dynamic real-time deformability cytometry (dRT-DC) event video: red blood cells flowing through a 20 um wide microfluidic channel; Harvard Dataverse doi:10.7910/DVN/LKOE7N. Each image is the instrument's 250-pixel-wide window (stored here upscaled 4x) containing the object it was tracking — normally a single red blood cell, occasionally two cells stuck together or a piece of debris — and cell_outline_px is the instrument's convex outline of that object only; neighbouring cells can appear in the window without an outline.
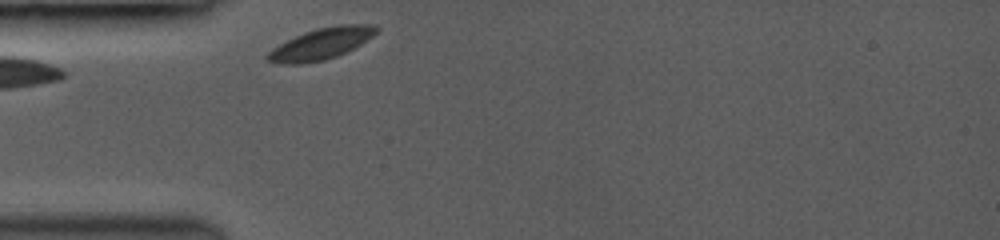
{"species": "common noctule bat (a hibernating species)", "species_latin": "Nyctalus noctula", "temperature_condition": "room temperature", "stored_images_in_passage": 1, "camera_frame_rate_fps": 3000, "um_per_image_px": 0.085, "animal": {"sex": "female", "body_mass_g": 19.0, "forearm_length_mm": 53.3}, "frame": {"image": 1, "passage_image": 1, "time_ms": 0.0, "image_size_px": [1000, 240], "cell_outline_px": [[380, 28], [372, 36], [360, 44], [336, 56], [324, 60], [300, 64], [280, 64], [268, 60], [264, 56], [272, 48], [304, 32], [316, 28], [340, 24], [376, 24]], "centroid_in_image_um": [27.29, 3.71], "position_along_channel_um": 57.7, "area_um2": 19.71}}